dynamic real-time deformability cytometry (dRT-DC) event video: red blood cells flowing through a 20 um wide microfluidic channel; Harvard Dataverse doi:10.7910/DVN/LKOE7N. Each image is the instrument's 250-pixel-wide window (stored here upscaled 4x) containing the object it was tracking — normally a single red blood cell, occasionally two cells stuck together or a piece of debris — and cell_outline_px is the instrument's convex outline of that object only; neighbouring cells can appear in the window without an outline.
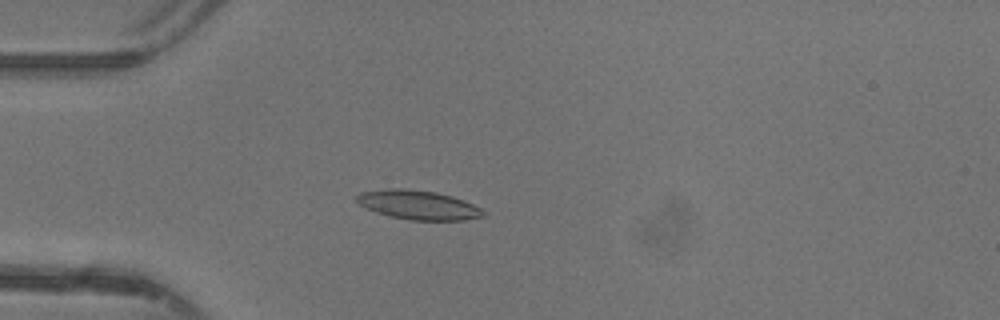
{"species": "common noctule bat (a hibernating species)", "species_latin": "Nyctalus noctula", "temperature_condition": "warm", "stored_images_in_passage": 39, "camera_frame_rate_fps": 3000, "um_per_image_px": 0.085, "animal": {"sex": "female"}, "frame": {"image": 1, "passage_image": 5, "time_ms": 1.333, "image_size_px": [1000, 320], "cell_outline_px": [[484, 216], [464, 220], [408, 220], [388, 216], [364, 208], [356, 200], [356, 196], [360, 192], [388, 188], [404, 188], [436, 192], [452, 196], [464, 200], [480, 208], [484, 212]], "centroid_in_image_um": [35.51, 17.42], "position_along_channel_um": 49.5, "area_um2": 21.62}}
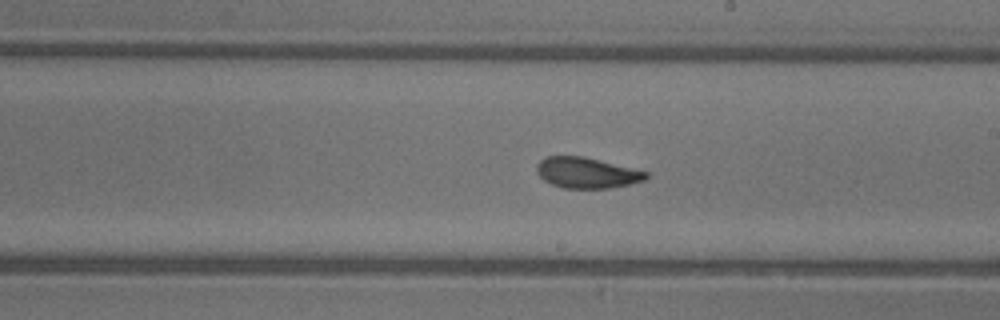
{"frame": {"image": 2, "passage_image": 19, "time_ms": 6.0, "image_size_px": [1000, 320], "cell_outline_px": [[648, 176], [644, 180], [628, 184], [608, 188], [564, 188], [552, 184], [544, 180], [536, 172], [536, 164], [544, 156], [584, 156], [648, 172]], "centroid_in_image_um": [49.83, 14.67], "position_along_channel_um": 239.2, "area_um2": 19.48}}
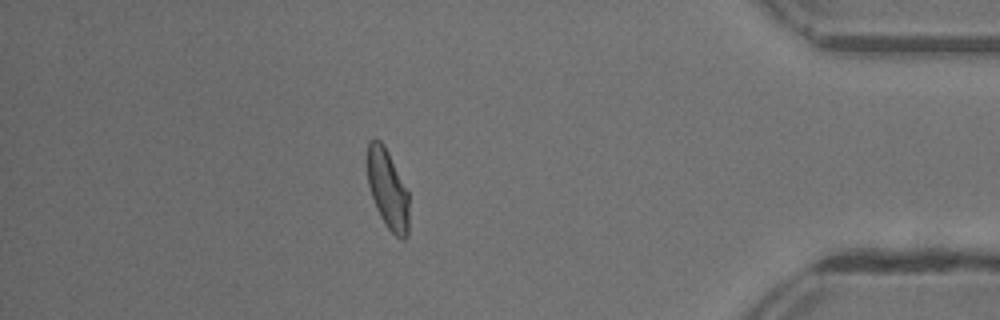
{"frame": {"image": 3, "passage_image": 33, "time_ms": 10.667, "image_size_px": [1000, 320], "cell_outline_px": [[408, 236], [404, 240], [400, 240], [388, 228], [380, 216], [376, 208], [368, 184], [368, 140], [376, 136], [384, 144], [408, 192]], "centroid_in_image_um": [32.95, 16.08], "position_along_channel_um": 402.2, "area_um2": 19.19}, "authors_computed_cell_mechanics": {"area_um2": 20.0566, "velocity_mm_per_s": 4.3837, "shape_relaxation_time_tau1_ms": 3.5611, "shape_relaxation_time_tau2_ms": 1.669, "deformation_change_tau1": 0.1659, "deformation_change_tau2": 0.0834}}